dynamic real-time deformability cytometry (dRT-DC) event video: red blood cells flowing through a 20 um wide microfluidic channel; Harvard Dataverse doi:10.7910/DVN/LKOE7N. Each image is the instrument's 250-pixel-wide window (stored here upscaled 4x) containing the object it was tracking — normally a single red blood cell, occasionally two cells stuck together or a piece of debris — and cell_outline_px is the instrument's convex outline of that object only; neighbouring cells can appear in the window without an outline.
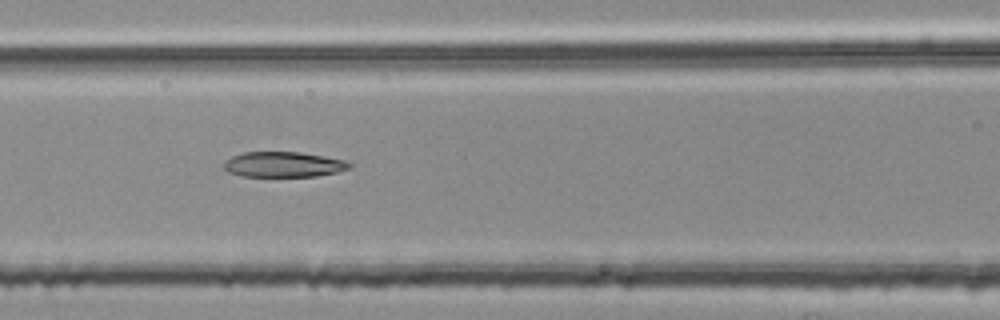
{"species": "common noctule bat (a hibernating species)", "species_latin": "Nyctalus noctula", "temperature_condition": "room temperature", "stored_images_in_passage": 56, "segment_of_instrument_passage": [2, 2], "camera_frame_rate_fps": 3000, "um_per_image_px": 0.085, "animal": {"sex": "female", "body_mass_g": 25.1}, "frame": {"image": 1, "passage_image": 24, "time_ms": 7.667, "image_size_px": [1000, 320], "cell_outline_px": [[352, 168], [336, 172], [316, 176], [240, 176], [228, 172], [224, 168], [224, 160], [232, 156], [244, 152], [300, 152], [324, 156], [344, 160], [352, 164]], "centroid_in_image_um": [24.08, 13.98], "position_along_channel_um": 142.5, "area_um2": 18.55}}
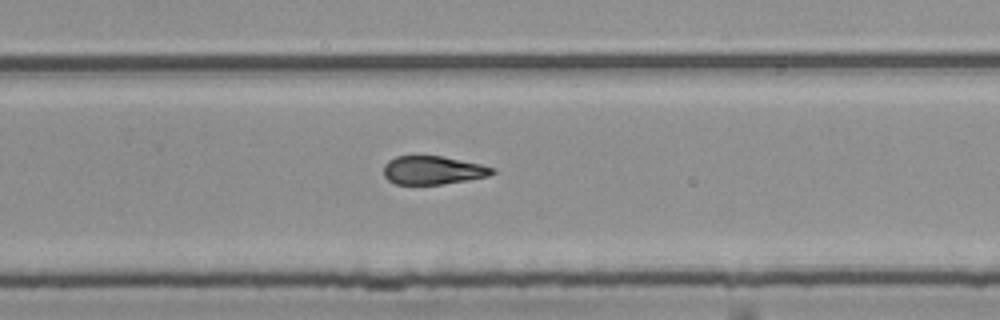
{"frame": {"image": 2, "passage_image": 36, "time_ms": 11.667, "image_size_px": [1000, 320], "cell_outline_px": [[496, 172], [488, 176], [444, 184], [396, 184], [388, 180], [384, 176], [384, 164], [388, 160], [396, 156], [440, 156], [480, 164], [496, 168]], "centroid_in_image_um": [36.79, 14.47], "position_along_channel_um": 293.0, "area_um2": 17.92}}
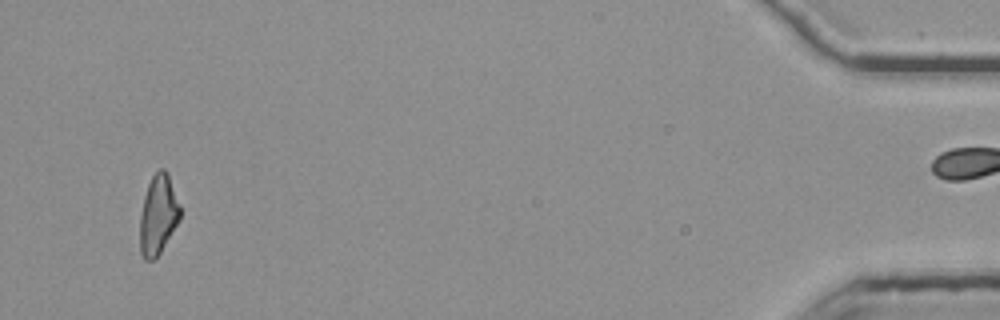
{"frame": {"image": 3, "passage_image": 53, "time_ms": 17.333, "image_size_px": [1000, 320], "cell_outline_px": [[180, 220], [160, 252], [152, 260], [144, 260], [140, 252], [140, 216], [144, 196], [148, 184], [152, 176], [160, 168], [164, 168], [168, 176], [180, 204]], "centroid_in_image_um": [13.44, 18.27], "position_along_channel_um": 421.8, "area_um2": 18.44}}